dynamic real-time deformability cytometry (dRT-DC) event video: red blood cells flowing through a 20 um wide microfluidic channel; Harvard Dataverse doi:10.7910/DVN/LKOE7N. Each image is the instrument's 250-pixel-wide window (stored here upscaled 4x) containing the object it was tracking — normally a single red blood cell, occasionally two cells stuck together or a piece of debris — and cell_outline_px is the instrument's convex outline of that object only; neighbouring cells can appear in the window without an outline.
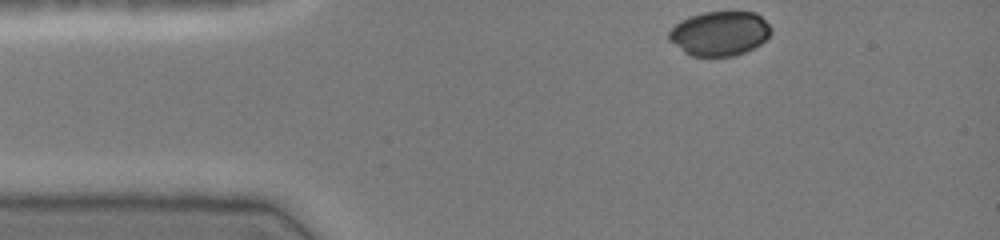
{"species": "common noctule bat (a hibernating species)", "species_latin": "Nyctalus noctula", "temperature_condition": "cold", "stored_images_in_passage": 34, "camera_frame_rate_fps": 3000, "um_per_image_px": 0.085, "animal": {"sex": "female", "body_mass_g": 19.0, "forearm_length_mm": 51.5}, "frame": {"image": 1, "passage_image": 1, "time_ms": 0.0, "image_size_px": [1000, 240], "cell_outline_px": [[772, 32], [760, 44], [744, 52], [732, 56], [692, 56], [684, 52], [668, 40], [668, 32], [680, 20], [688, 16], [704, 12], [756, 12], [772, 28]], "centroid_in_image_um": [61.14, 2.84], "position_along_channel_um": 23.9, "area_um2": 26.41}}
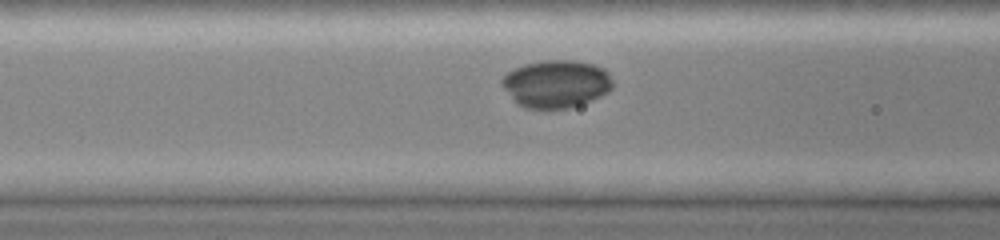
{"frame": {"image": 2, "passage_image": 12, "time_ms": 3.667, "image_size_px": [1000, 240], "cell_outline_px": [[612, 88], [608, 92], [592, 100], [568, 108], [528, 108], [516, 104], [500, 84], [500, 80], [508, 72], [524, 64], [544, 60], [572, 60], [592, 64], [604, 68], [608, 72], [612, 80]], "centroid_in_image_um": [47.26, 7.12], "position_along_channel_um": 119.3, "area_um2": 30.75}}
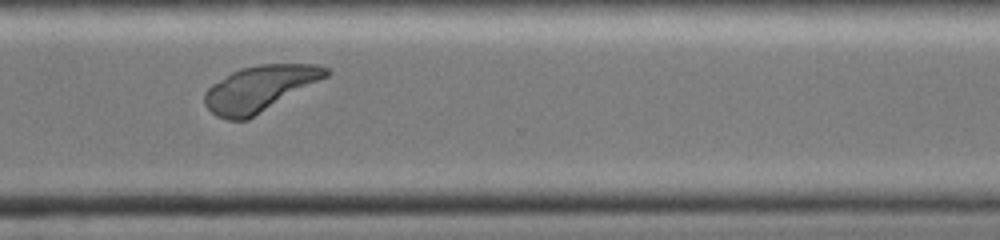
{"frame": {"image": 3, "passage_image": 29, "time_ms": 9.333, "image_size_px": [1000, 240], "cell_outline_px": [[332, 72], [328, 76], [248, 120], [228, 120], [216, 116], [204, 104], [204, 92], [212, 84], [232, 72], [240, 68], [260, 64], [320, 64], [328, 68]], "centroid_in_image_um": [22.08, 7.52], "position_along_channel_um": 348.5, "area_um2": 32.37}}